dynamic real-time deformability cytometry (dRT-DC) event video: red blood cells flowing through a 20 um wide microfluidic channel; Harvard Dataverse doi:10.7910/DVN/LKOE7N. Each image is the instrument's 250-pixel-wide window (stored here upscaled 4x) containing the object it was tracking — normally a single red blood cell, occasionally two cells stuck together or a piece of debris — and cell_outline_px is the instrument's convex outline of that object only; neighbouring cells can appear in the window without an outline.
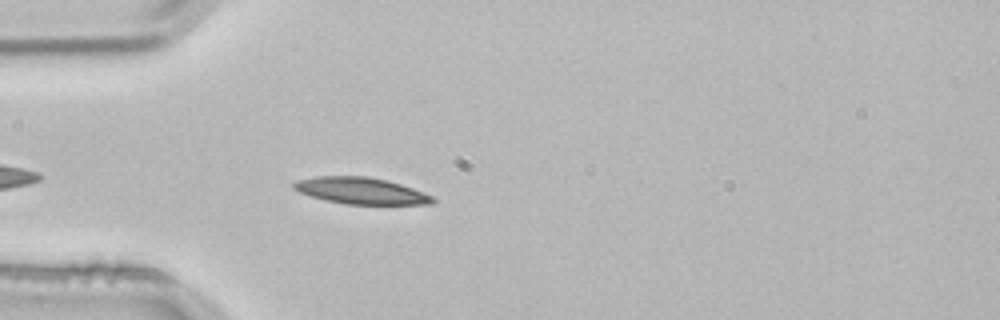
{"species": "common noctule bat (a hibernating species)", "species_latin": "Nyctalus noctula", "temperature_condition": "room temperature", "stored_images_in_passage": 3, "camera_frame_rate_fps": 3000, "um_per_image_px": 0.085, "animal": {"sex": "male", "body_mass_g": 21.5, "forearm_length_mm": 52.0}, "frame": {"image": 1, "passage_image": 3, "time_ms": 0.667, "image_size_px": [1000, 320], "cell_outline_px": [[436, 200], [432, 204], [344, 204], [312, 196], [300, 192], [292, 188], [292, 184], [296, 180], [316, 176], [368, 176], [388, 180], [412, 188], [432, 196]], "centroid_in_image_um": [30.67, 16.2], "position_along_channel_um": 54.3, "area_um2": 21.39}}